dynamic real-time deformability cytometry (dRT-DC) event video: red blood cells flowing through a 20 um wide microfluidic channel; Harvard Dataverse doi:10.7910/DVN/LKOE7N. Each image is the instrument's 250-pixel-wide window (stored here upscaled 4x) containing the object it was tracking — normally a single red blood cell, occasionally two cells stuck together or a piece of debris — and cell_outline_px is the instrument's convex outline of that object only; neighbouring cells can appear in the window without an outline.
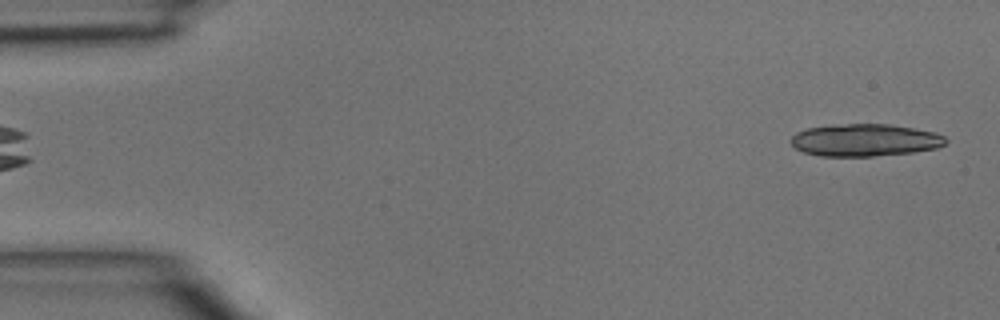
{"species": "common noctule bat (a hibernating species)", "species_latin": "Nyctalus noctula", "temperature_condition": "room temperature", "stored_images_in_passage": 5, "camera_frame_rate_fps": 3000, "um_per_image_px": 0.085, "animal": {"sex": "male", "body_mass_g": 15.6}, "frame": {"image": 1, "passage_image": 5, "time_ms": 1.333, "image_size_px": [1000, 320], "cell_outline_px": [[948, 140], [944, 144], [936, 148], [912, 152], [872, 156], [820, 156], [804, 152], [796, 148], [788, 140], [796, 132], [808, 128], [836, 124], [888, 124], [936, 132], [944, 136]], "centroid_in_image_um": [73.49, 11.9], "position_along_channel_um": 11.5, "area_um2": 29.13}}